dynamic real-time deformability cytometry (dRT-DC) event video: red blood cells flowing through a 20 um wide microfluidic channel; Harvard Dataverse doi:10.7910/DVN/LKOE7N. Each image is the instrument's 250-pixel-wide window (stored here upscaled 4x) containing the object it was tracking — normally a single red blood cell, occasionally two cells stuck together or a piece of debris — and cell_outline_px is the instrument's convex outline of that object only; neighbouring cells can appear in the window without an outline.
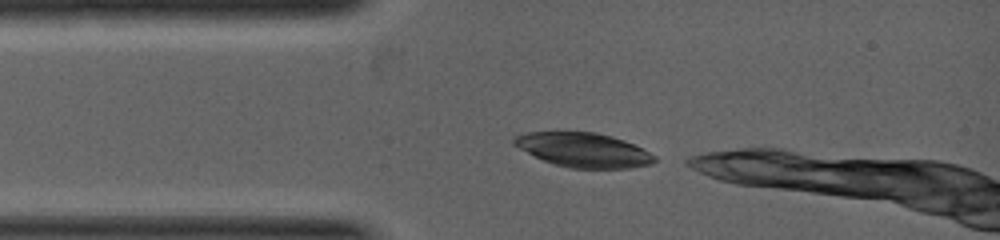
{"species": "common noctule bat (a hibernating species)", "species_latin": "Nyctalus noctula", "temperature_condition": "warm", "stored_images_in_passage": 8, "camera_frame_rate_fps": 5000, "um_per_image_px": 0.085, "animal": {"sex": "female", "body_mass_g": 19.0, "forearm_length_mm": 53.3}, "frame": {"image": 1, "passage_image": 1, "time_ms": 0.0, "image_size_px": [1000, 240], "cell_outline_px": [[656, 160], [652, 164], [628, 168], [568, 168], [544, 160], [512, 144], [512, 140], [516, 136], [524, 132], [596, 132], [612, 136], [624, 140], [656, 156]], "centroid_in_image_um": [49.6, 12.74], "position_along_channel_um": 35.4, "area_um2": 27.8}}
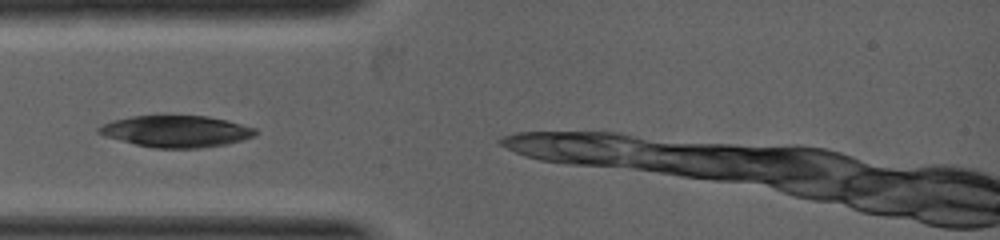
{"frame": {"image": 2, "passage_image": 3, "time_ms": 0.6, "image_size_px": [1000, 240], "cell_outline_px": [[256, 136], [224, 144], [200, 148], [156, 148], [136, 144], [104, 136], [96, 132], [96, 128], [112, 120], [132, 116], [208, 116], [228, 120], [256, 128]], "centroid_in_image_um": [14.97, 11.16], "position_along_channel_um": 70.0, "area_um2": 28.73}}
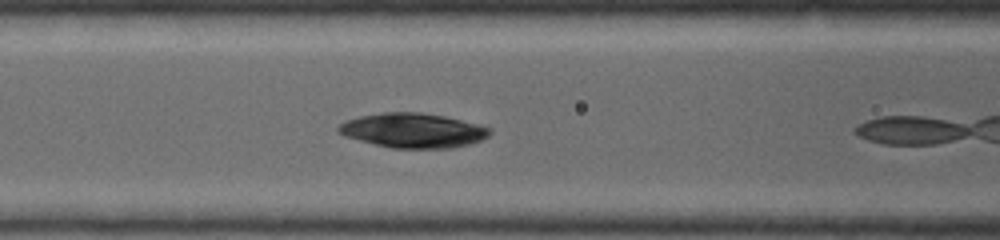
{"frame": {"image": 3, "passage_image": 5, "time_ms": 1.4, "image_size_px": [1000, 240], "cell_outline_px": [[492, 132], [488, 136], [472, 144], [452, 148], [392, 148], [344, 136], [336, 132], [336, 128], [340, 124], [348, 120], [360, 116], [384, 112], [420, 112], [444, 116], [480, 124], [492, 128]], "centroid_in_image_um": [35.14, 11.09], "position_along_channel_um": 131.5, "area_um2": 30.58}}